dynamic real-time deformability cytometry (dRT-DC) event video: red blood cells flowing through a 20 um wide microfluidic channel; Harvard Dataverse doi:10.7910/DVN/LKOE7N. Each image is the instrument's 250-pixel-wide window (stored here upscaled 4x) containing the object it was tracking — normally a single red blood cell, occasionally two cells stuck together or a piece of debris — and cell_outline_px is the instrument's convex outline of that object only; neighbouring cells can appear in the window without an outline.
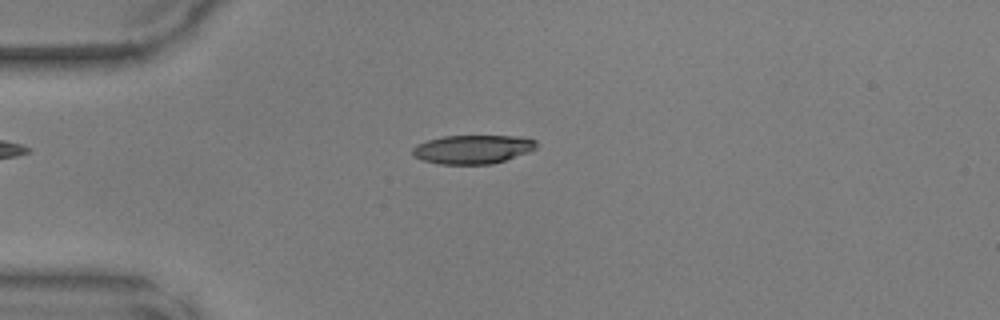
{"species": "common noctule bat (a hibernating species)", "species_latin": "Nyctalus noctula", "temperature_condition": "warm", "stored_images_in_passage": 37, "camera_frame_rate_fps": 3000, "um_per_image_px": 0.085, "animal": {"sex": "male", "body_mass_g": 17.9, "forearm_length_mm": 54.2}, "frame": {"image": 1, "passage_image": 1, "time_ms": 0.0, "image_size_px": [1000, 320], "cell_outline_px": [[536, 148], [528, 152], [492, 164], [436, 164], [420, 160], [412, 156], [412, 148], [416, 144], [428, 140], [444, 136], [512, 136], [536, 140]], "centroid_in_image_um": [40.1, 12.7], "position_along_channel_um": 44.9, "area_um2": 20.75}}
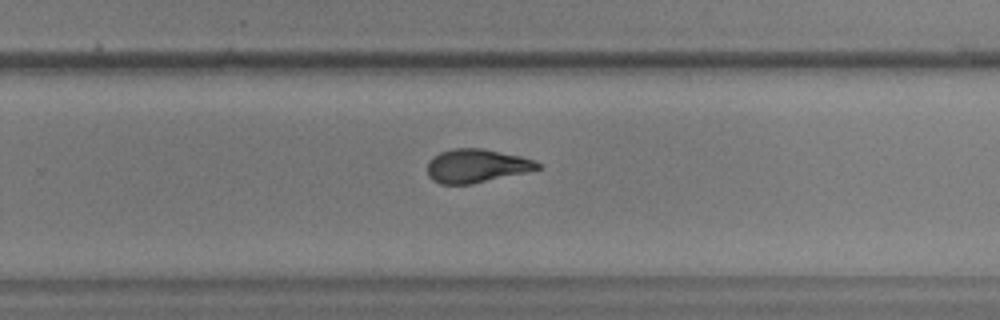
{"frame": {"image": 2, "passage_image": 20, "time_ms": 6.333, "image_size_px": [1000, 320], "cell_outline_px": [[540, 168], [524, 172], [472, 184], [440, 184], [432, 180], [428, 176], [428, 160], [432, 156], [440, 152], [452, 148], [484, 148], [520, 156], [532, 160], [540, 164]], "centroid_in_image_um": [40.43, 14.09], "position_along_channel_um": 289.4, "area_um2": 21.44}}
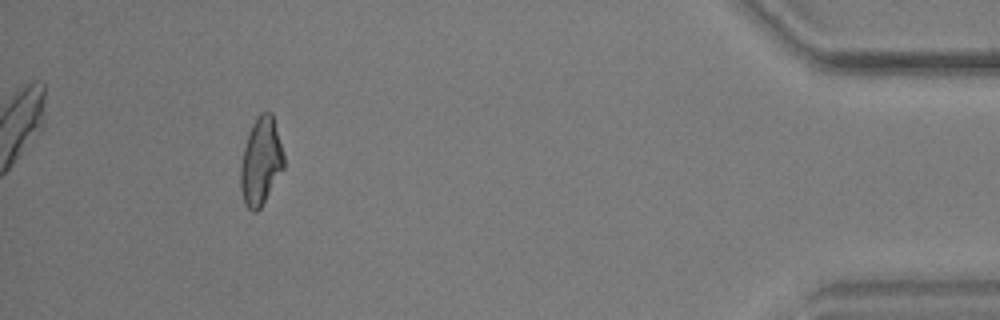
{"frame": {"image": 3, "passage_image": 33, "time_ms": 10.667, "image_size_px": [1000, 320], "cell_outline_px": [[284, 168], [260, 208], [256, 212], [252, 212], [244, 204], [240, 188], [240, 168], [244, 148], [248, 132], [252, 124], [260, 112], [272, 112], [284, 156]], "centroid_in_image_um": [22.16, 13.72], "position_along_channel_um": 413.0, "area_um2": 22.02}}